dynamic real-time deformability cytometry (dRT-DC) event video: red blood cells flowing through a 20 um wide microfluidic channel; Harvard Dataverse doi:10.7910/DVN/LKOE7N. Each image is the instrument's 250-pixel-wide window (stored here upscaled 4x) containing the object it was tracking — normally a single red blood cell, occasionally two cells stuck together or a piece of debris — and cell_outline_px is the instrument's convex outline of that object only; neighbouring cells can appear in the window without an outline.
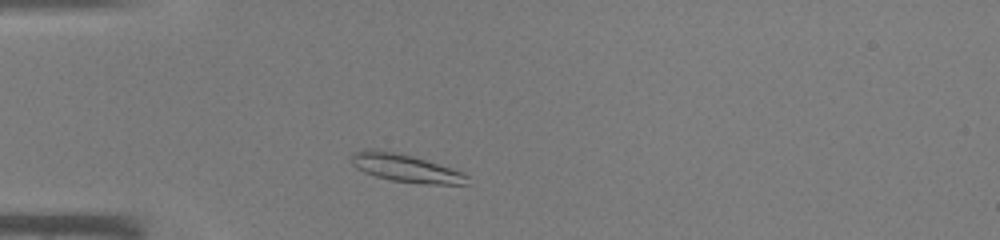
{"species": "common noctule bat (a hibernating species)", "species_latin": "Nyctalus noctula", "temperature_condition": "warm", "stored_images_in_passage": 36, "camera_frame_rate_fps": 3000, "um_per_image_px": 0.085, "animal": {"sex": "male", "body_mass_g": 19.0, "forearm_length_mm": 50.8}, "frame": {"image": 1, "passage_image": 4, "time_ms": 1.0, "image_size_px": [1000, 240], "cell_outline_px": [[468, 184], [424, 184], [392, 180], [376, 176], [364, 172], [356, 168], [352, 164], [352, 152], [364, 148], [376, 148], [396, 152], [412, 156], [452, 168], [464, 172], [468, 176]], "centroid_in_image_um": [34.45, 14.27], "position_along_channel_um": 50.5, "area_um2": 18.96}}
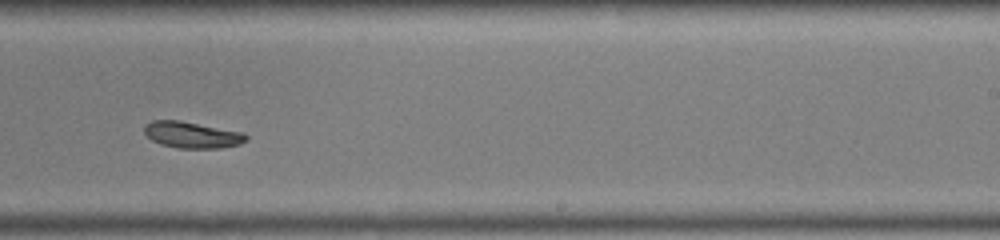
{"frame": {"image": 2, "passage_image": 20, "time_ms": 6.333, "image_size_px": [1000, 240], "cell_outline_px": [[248, 140], [240, 144], [220, 148], [176, 148], [160, 144], [152, 140], [144, 132], [144, 124], [152, 120], [180, 120], [244, 132], [248, 136]], "centroid_in_image_um": [16.33, 11.46], "position_along_channel_um": 272.7, "area_um2": 15.84}}
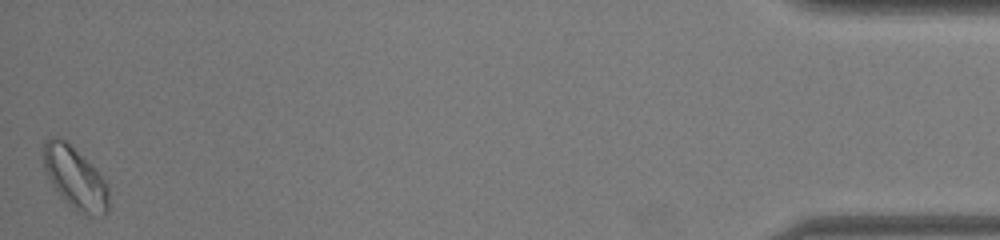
{"frame": {"image": 3, "passage_image": 36, "time_ms": 11.667, "image_size_px": [1000, 240], "cell_outline_px": [[108, 212], [104, 216], [100, 216], [76, 212], [68, 204], [52, 184], [44, 168], [44, 140], [48, 136], [60, 136], [108, 184]], "centroid_in_image_um": [6.37, 15.15], "position_along_channel_um": 428.8, "area_um2": 22.89}}